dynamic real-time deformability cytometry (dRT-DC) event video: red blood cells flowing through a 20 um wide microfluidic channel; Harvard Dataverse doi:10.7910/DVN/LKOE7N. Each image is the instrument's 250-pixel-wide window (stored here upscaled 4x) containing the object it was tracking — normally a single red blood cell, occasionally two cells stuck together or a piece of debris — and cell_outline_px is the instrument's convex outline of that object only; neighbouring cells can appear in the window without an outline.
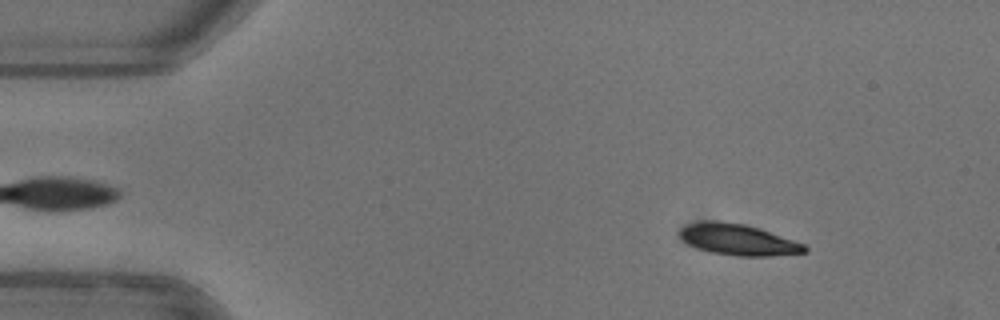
{"species": "common noctule bat (a hibernating species)", "species_latin": "Nyctalus noctula", "temperature_condition": "warm", "stored_images_in_passage": 51, "camera_frame_rate_fps": 3000, "um_per_image_px": 0.085, "animal": {"sex": "female"}, "frame": {"image": 1, "passage_image": 6, "time_ms": 1.667, "image_size_px": [1000, 320], "cell_outline_px": [[808, 252], [768, 256], [736, 256], [712, 252], [688, 244], [680, 236], [680, 228], [688, 224], [704, 220], [744, 224], [760, 228], [804, 244], [808, 248]], "centroid_in_image_um": [62.76, 20.37], "position_along_channel_um": 22.2, "area_um2": 22.37}}
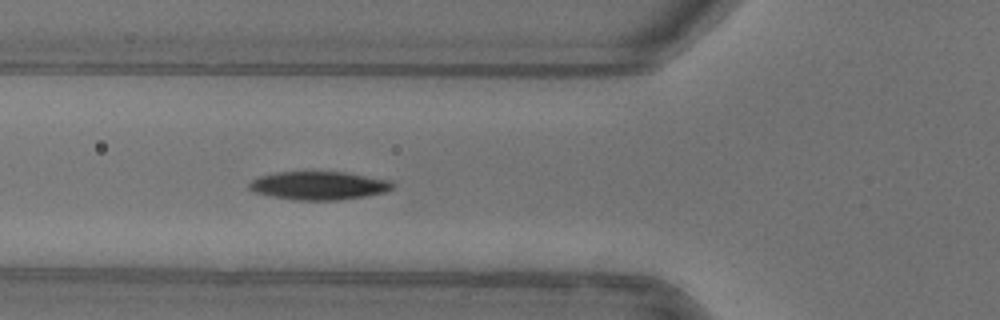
{"frame": {"image": 2, "passage_image": 18, "time_ms": 5.667, "image_size_px": [1000, 320], "cell_outline_px": [[392, 188], [384, 192], [364, 196], [340, 200], [296, 200], [272, 196], [256, 192], [248, 188], [248, 184], [252, 180], [260, 176], [276, 172], [348, 172], [392, 180]], "centroid_in_image_um": [27.11, 15.77], "position_along_channel_um": 98.7, "area_um2": 23.58}}
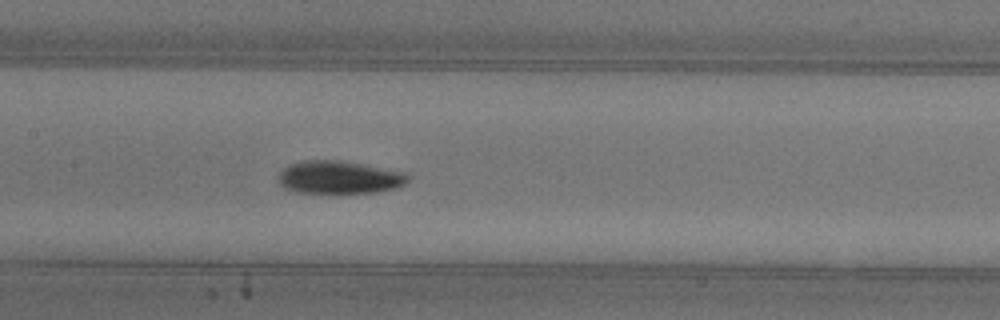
{"frame": {"image": 3, "passage_image": 24, "time_ms": 7.667, "image_size_px": [1000, 320], "cell_outline_px": [[412, 176], [404, 184], [396, 188], [376, 192], [336, 196], [296, 192], [284, 188], [280, 184], [280, 172], [284, 168], [292, 164], [304, 160], [340, 160], [408, 172]], "centroid_in_image_um": [28.89, 15.12], "position_along_channel_um": 178.5, "area_um2": 25.84}, "authors_computed_cell_mechanics": {"area_um2": 23.409, "velocity_mm_per_s": 3.9694, "shape_relaxation_time_tau1_ms": 3.6619, "shape_relaxation_time_tau2_ms": null, "deformation_change_tau1": 0.1522, "deformation_change_tau2": null}}